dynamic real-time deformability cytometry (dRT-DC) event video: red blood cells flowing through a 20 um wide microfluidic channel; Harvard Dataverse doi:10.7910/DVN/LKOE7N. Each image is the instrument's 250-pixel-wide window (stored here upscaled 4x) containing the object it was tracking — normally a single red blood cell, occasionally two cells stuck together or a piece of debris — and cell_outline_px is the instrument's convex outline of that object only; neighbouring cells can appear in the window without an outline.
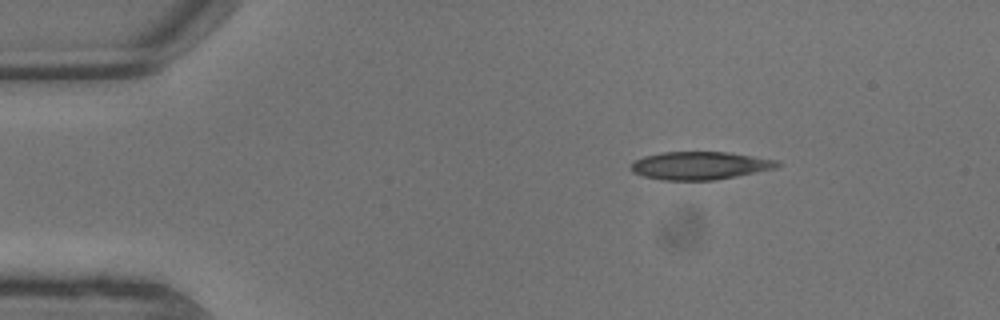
{"species": "common noctule bat (a hibernating species)", "species_latin": "Nyctalus noctula", "temperature_condition": "warm", "stored_images_in_passage": 6, "camera_frame_rate_fps": 3000, "um_per_image_px": 0.085, "animal": {"sex": "male", "body_mass_g": 13.3}, "frame": {"image": 1, "passage_image": 2, "time_ms": 0.333, "image_size_px": [1000, 320], "cell_outline_px": [[784, 164], [776, 168], [716, 180], [660, 180], [644, 176], [632, 172], [632, 164], [636, 160], [644, 156], [660, 152], [728, 152], [780, 160]], "centroid_in_image_um": [59.55, 14.07], "position_along_channel_um": 25.5, "area_um2": 23.93}}
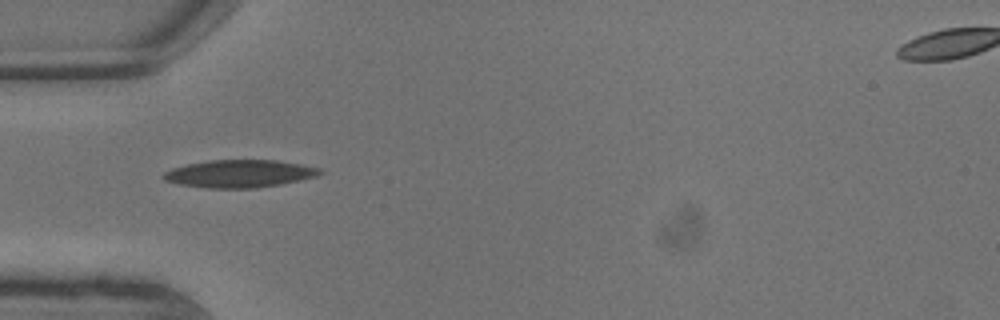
{"frame": {"image": 2, "passage_image": 5, "time_ms": 1.333, "image_size_px": [1000, 320], "cell_outline_px": [[324, 172], [316, 176], [280, 184], [256, 188], [208, 188], [180, 184], [164, 180], [160, 176], [164, 172], [172, 168], [188, 164], [208, 160], [276, 160], [300, 164], [320, 168]], "centroid_in_image_um": [20.33, 14.76], "position_along_channel_um": 64.7, "area_um2": 25.09}}
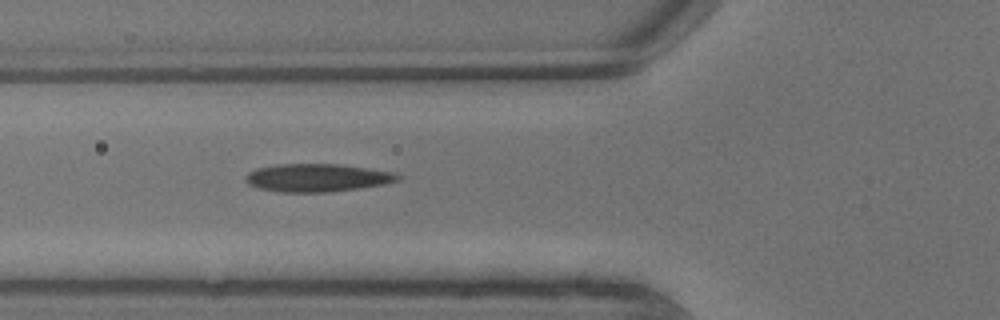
{"frame": {"image": 3, "passage_image": 6, "time_ms": 1.667, "image_size_px": [1000, 320], "cell_outline_px": [[400, 180], [384, 184], [360, 188], [332, 192], [280, 192], [260, 188], [248, 184], [244, 180], [244, 176], [248, 172], [256, 168], [276, 164], [336, 164], [368, 168], [396, 172], [400, 176]], "centroid_in_image_um": [26.95, 15.11], "position_along_channel_um": 98.8, "area_um2": 24.97}}